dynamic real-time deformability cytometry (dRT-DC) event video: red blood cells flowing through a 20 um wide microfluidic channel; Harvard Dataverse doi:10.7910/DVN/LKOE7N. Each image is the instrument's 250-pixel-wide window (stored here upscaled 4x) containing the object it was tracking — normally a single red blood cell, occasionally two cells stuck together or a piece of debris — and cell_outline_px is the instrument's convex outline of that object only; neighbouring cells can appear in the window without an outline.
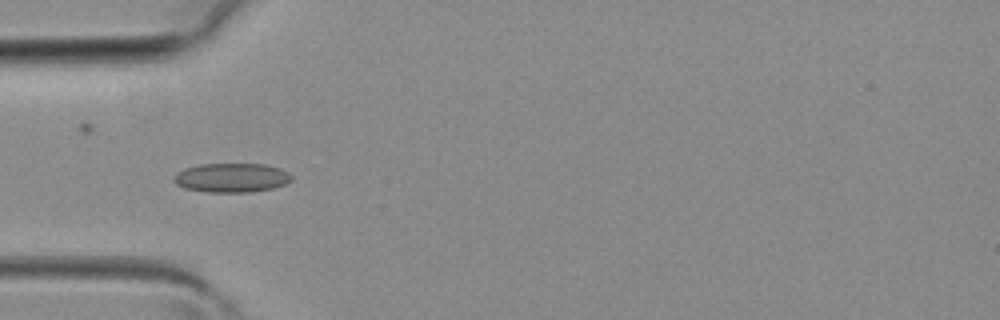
{"species": "common noctule bat (a hibernating species)", "species_latin": "Nyctalus noctula", "temperature_condition": "room temperature", "stored_images_in_passage": 4, "camera_frame_rate_fps": 3000, "um_per_image_px": 0.085, "animal": {"sex": "female", "body_mass_g": 19.3, "forearm_length_mm": 54.1}, "frame": {"image": 1, "passage_image": 4, "time_ms": 1.0, "image_size_px": [1000, 320], "cell_outline_px": [[292, 180], [284, 184], [272, 188], [252, 192], [208, 192], [184, 188], [176, 184], [172, 180], [184, 168], [200, 164], [264, 164], [280, 168], [288, 172], [292, 176]], "centroid_in_image_um": [19.7, 15.11], "position_along_channel_um": 65.3, "area_um2": 19.94}}